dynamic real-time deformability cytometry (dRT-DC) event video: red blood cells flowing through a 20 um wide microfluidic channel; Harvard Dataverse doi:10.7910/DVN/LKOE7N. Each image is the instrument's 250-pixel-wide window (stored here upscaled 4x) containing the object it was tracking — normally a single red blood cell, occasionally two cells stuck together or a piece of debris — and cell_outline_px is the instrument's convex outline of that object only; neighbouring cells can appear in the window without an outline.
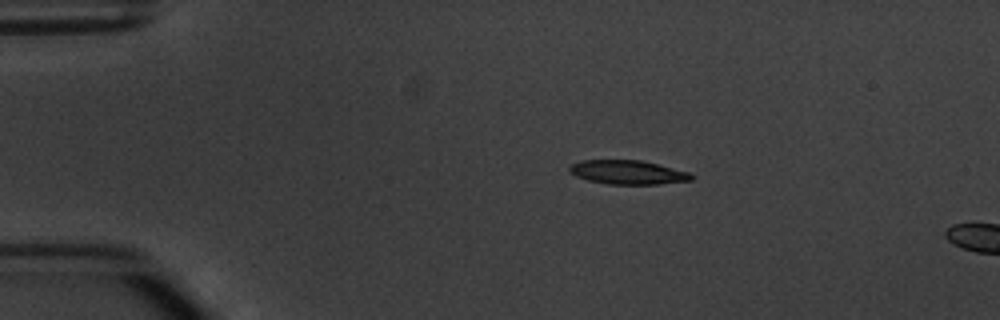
{"species": "common noctule bat (a hibernating species)", "species_latin": "Nyctalus noctula", "temperature_condition": "warm", "stored_images_in_passage": 4, "camera_frame_rate_fps": 3000, "um_per_image_px": 0.085, "animal": {"sex": "male", "body_mass_g": 20.1, "forearm_length_mm": 53.5}, "frame": {"image": 1, "passage_image": 2, "time_ms": 1.0, "image_size_px": [1000, 320], "cell_outline_px": [[696, 176], [692, 180], [656, 184], [608, 184], [588, 180], [576, 176], [568, 172], [568, 168], [572, 164], [580, 160], [640, 160], [688, 172]], "centroid_in_image_um": [53.33, 14.64], "position_along_channel_um": 31.7, "area_um2": 16.94}}